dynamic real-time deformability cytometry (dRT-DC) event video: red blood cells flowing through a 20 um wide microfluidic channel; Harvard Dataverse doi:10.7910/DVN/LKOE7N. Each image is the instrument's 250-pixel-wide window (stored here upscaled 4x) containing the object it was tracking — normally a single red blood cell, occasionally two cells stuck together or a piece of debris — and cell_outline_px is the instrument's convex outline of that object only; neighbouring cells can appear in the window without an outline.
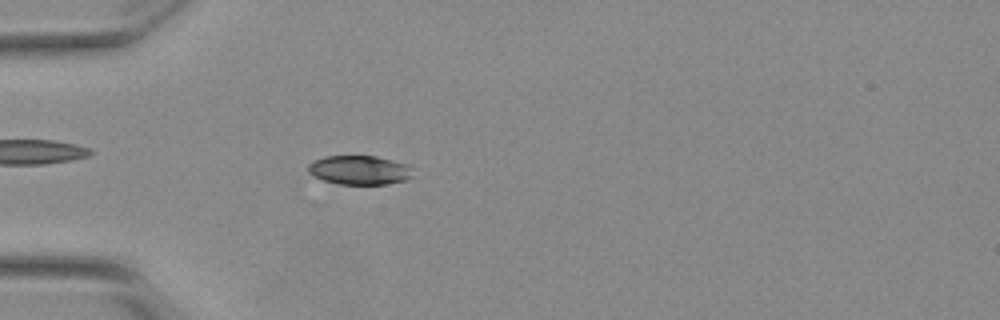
{"species": "Egyptian fruit bat (a non-hibernating species)", "species_latin": "Rousettus aegyptiacus", "temperature_condition": "warm", "stored_images_in_passage": 45, "camera_frame_rate_fps": 3000, "um_per_image_px": 0.085, "animal": {"sex": "female"}, "frame": {"image": 1, "passage_image": 7, "time_ms": 2.0, "image_size_px": [1000, 320], "cell_outline_px": [[412, 176], [408, 180], [384, 184], [340, 184], [324, 180], [308, 172], [308, 164], [312, 160], [324, 156], [376, 156], [408, 164], [412, 168]], "centroid_in_image_um": [30.57, 14.45], "position_along_channel_um": 54.4, "area_um2": 17.8}}
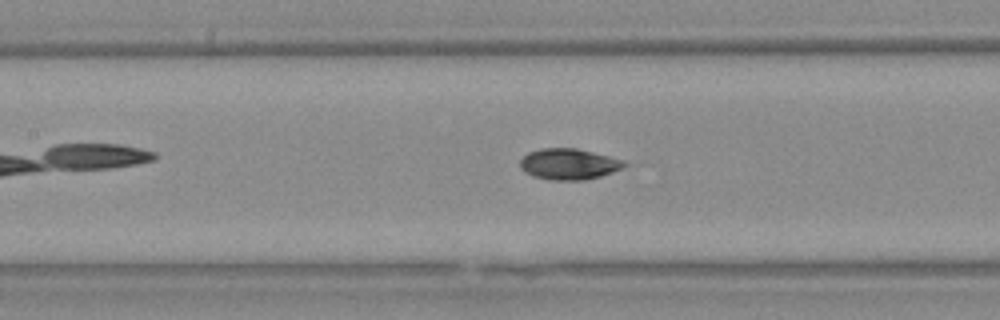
{"frame": {"image": 2, "passage_image": 16, "time_ms": 5.0, "image_size_px": [1000, 320], "cell_outline_px": [[628, 164], [612, 172], [600, 176], [584, 180], [552, 180], [532, 176], [524, 172], [520, 168], [520, 160], [528, 152], [540, 148], [576, 148], [624, 160]], "centroid_in_image_um": [48.31, 13.94], "position_along_channel_um": 159.1, "area_um2": 18.79}}
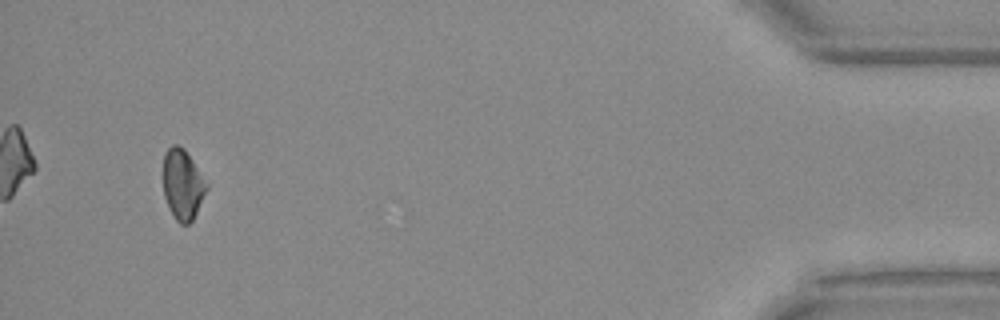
{"frame": {"image": 3, "passage_image": 42, "time_ms": 13.667, "image_size_px": [1000, 320], "cell_outline_px": [[208, 188], [192, 220], [188, 224], [180, 224], [176, 220], [164, 196], [164, 152], [172, 144], [176, 144], [184, 148], [208, 184]], "centroid_in_image_um": [15.53, 15.66], "position_along_channel_um": 419.7, "area_um2": 17.46}, "authors_computed_cell_mechanics": {"area_um2": 18.4382, "velocity_mm_per_s": 3.8323, "shape_relaxation_time_tau1_ms": 6.7854, "shape_relaxation_time_tau2_ms": 10.5395, "deformation_change_tau1": 0.1644, "deformation_change_tau2": 0.0971}}